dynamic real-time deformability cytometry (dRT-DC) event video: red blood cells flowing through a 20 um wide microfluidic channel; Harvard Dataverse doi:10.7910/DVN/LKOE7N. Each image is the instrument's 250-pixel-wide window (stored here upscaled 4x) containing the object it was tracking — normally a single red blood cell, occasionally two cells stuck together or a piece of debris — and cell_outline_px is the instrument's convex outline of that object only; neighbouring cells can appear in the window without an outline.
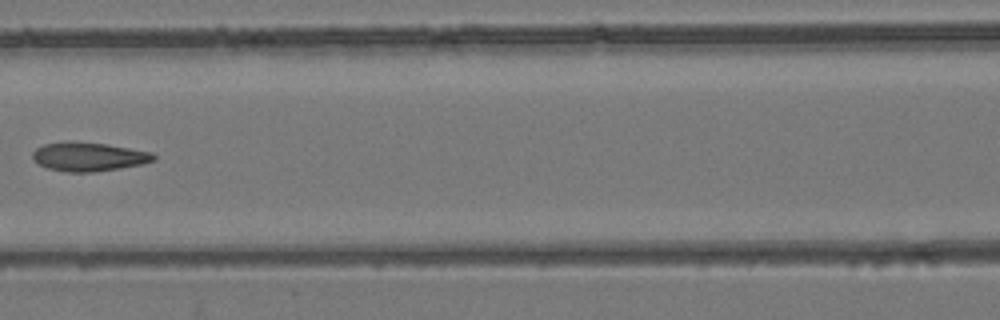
{"species": "common noctule bat (a hibernating species)", "species_latin": "Nyctalus noctula", "temperature_condition": "room temperature", "stored_images_in_passage": 7, "camera_frame_rate_fps": 3000, "um_per_image_px": 0.085, "animal": {"sex": "female", "body_mass_g": 24.6, "forearm_length_mm": 56.2}, "frame": {"image": 1, "passage_image": 7, "time_ms": 7.0, "image_size_px": [1000, 320], "cell_outline_px": [[156, 160], [140, 164], [120, 168], [96, 172], [68, 172], [48, 168], [40, 164], [32, 156], [32, 152], [36, 148], [44, 144], [68, 140], [72, 140], [108, 144], [152, 152], [156, 156]], "centroid_in_image_um": [7.54, 13.3], "position_along_channel_um": 159.1, "area_um2": 20.52}}